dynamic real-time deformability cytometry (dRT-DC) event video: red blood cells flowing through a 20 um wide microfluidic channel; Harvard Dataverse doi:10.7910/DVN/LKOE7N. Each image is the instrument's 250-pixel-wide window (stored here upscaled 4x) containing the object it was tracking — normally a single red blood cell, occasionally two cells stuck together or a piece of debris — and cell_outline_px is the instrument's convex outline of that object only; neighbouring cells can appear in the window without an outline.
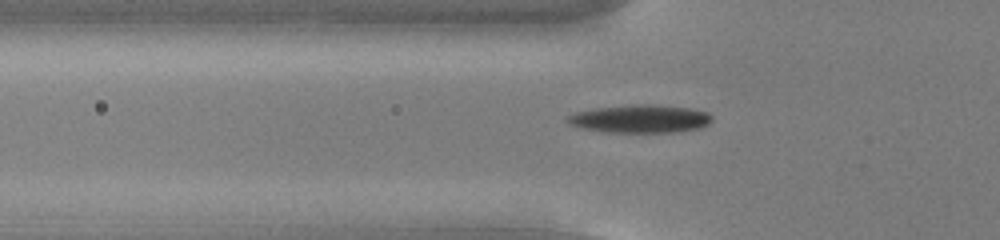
{"species": "common noctule bat (a hibernating species)", "species_latin": "Nyctalus noctula", "temperature_condition": "cold", "stored_images_in_passage": 56, "camera_frame_rate_fps": 3000, "um_per_image_px": 0.085, "animal": {"sex": "male", "body_mass_g": 13.0, "forearm_length_mm": 53.1}, "frame": {"image": 1, "passage_image": 20, "time_ms": 6.333, "image_size_px": [1000, 240], "cell_outline_px": [[712, 120], [708, 124], [700, 128], [680, 132], [604, 132], [584, 128], [568, 124], [568, 116], [576, 112], [592, 108], [636, 104], [652, 104], [688, 108], [708, 112], [712, 116]], "centroid_in_image_um": [54.44, 10.1], "position_along_channel_um": 71.4, "area_um2": 23.64}}
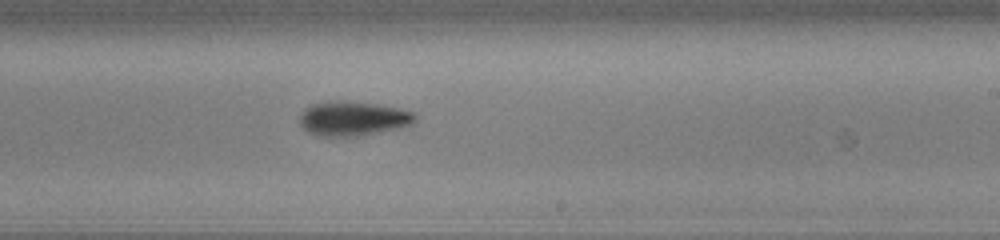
{"frame": {"image": 2, "passage_image": 35, "time_ms": 11.333, "image_size_px": [1000, 240], "cell_outline_px": [[416, 120], [412, 124], [396, 128], [360, 136], [316, 136], [308, 132], [300, 124], [300, 116], [304, 108], [312, 104], [336, 100], [344, 100], [380, 104], [400, 108], [416, 112]], "centroid_in_image_um": [30.01, 10.06], "position_along_channel_um": 259.0, "area_um2": 23.41}}
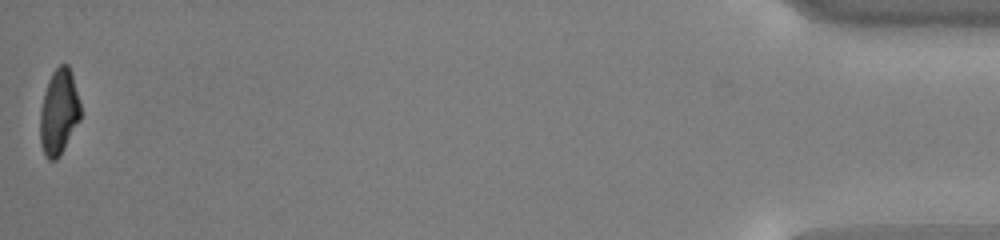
{"frame": {"image": 3, "passage_image": 56, "time_ms": 18.333, "image_size_px": [1000, 240], "cell_outline_px": [[80, 120], [60, 156], [56, 160], [48, 160], [40, 144], [40, 112], [44, 92], [48, 80], [52, 72], [60, 64], [68, 64], [72, 76], [80, 104]], "centroid_in_image_um": [4.99, 9.54], "position_along_channel_um": 430.2, "area_um2": 20.06}, "authors_computed_cell_mechanics": {"area_um2": 21.4727, "velocity_mm_per_s": 3.761, "shape_relaxation_time_tau1_ms": 2.4884, "shape_relaxation_time_tau2_ms": null, "deformation_change_tau1": 0.1329, "deformation_change_tau2": null}}